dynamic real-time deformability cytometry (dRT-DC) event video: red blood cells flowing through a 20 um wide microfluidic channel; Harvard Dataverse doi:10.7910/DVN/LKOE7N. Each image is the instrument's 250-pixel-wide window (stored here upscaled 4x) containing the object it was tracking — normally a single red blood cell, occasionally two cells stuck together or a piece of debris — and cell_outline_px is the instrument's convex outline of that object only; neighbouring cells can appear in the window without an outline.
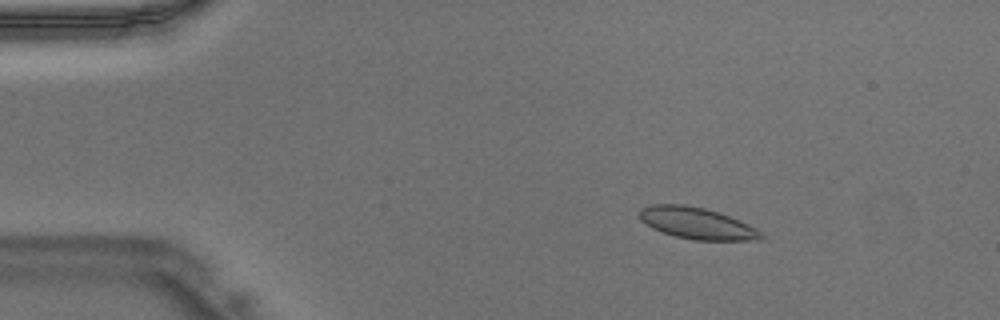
{"species": "Egyptian fruit bat (a non-hibernating species)", "species_latin": "Rousettus aegyptiacus", "temperature_condition": "warm", "stored_images_in_passage": 47, "camera_frame_rate_fps": 3000, "um_per_image_px": 0.085, "animal": {"sex": "male"}, "frame": {"image": 1, "passage_image": 7, "time_ms": 2.0, "image_size_px": [1000, 320], "cell_outline_px": [[764, 236], [760, 240], [692, 240], [676, 236], [652, 228], [640, 220], [640, 208], [652, 204], [684, 204], [704, 208], [728, 216], [748, 224], [764, 232]], "centroid_in_image_um": [59.24, 18.98], "position_along_channel_um": 25.8, "area_um2": 22.25}}
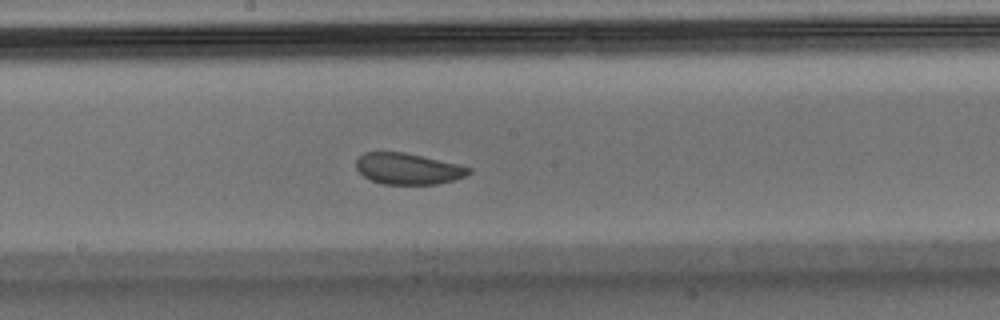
{"frame": {"image": 2, "passage_image": 25, "time_ms": 8.0, "image_size_px": [1000, 320], "cell_outline_px": [[472, 172], [456, 180], [436, 184], [384, 184], [372, 180], [364, 176], [356, 168], [356, 160], [364, 152], [404, 152], [456, 164], [472, 168]], "centroid_in_image_um": [34.68, 14.35], "position_along_channel_um": 213.5, "area_um2": 20.29}}
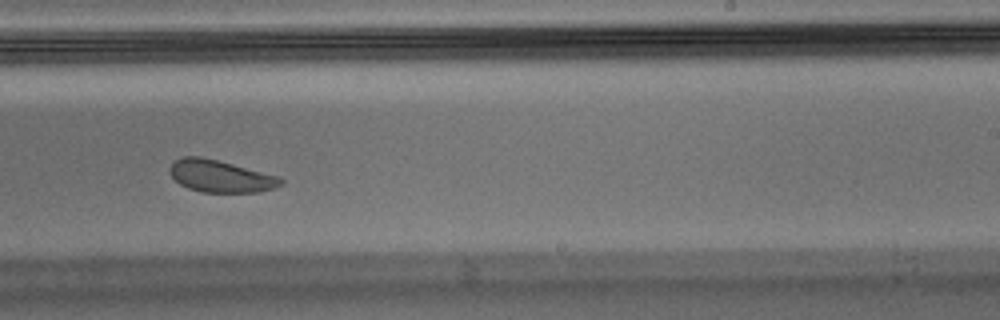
{"frame": {"image": 3, "passage_image": 29, "time_ms": 9.333, "image_size_px": [1000, 320], "cell_outline_px": [[284, 184], [276, 188], [260, 192], [200, 192], [188, 188], [180, 184], [168, 172], [168, 168], [176, 160], [184, 156], [200, 156], [280, 176], [284, 180]], "centroid_in_image_um": [18.77, 14.99], "position_along_channel_um": 270.2, "area_um2": 20.87}}